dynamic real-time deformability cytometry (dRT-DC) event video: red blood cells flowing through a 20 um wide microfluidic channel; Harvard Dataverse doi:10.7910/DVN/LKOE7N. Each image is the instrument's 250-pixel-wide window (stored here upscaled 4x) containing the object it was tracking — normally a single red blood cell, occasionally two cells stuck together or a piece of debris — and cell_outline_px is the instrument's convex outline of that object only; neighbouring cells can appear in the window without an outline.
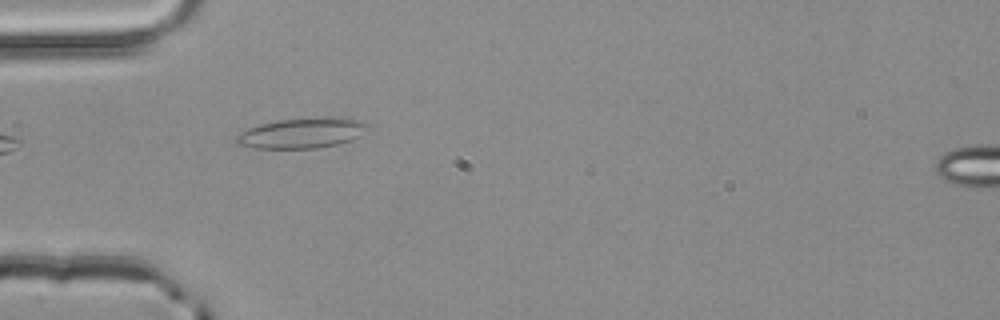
{"species": "common noctule bat (a hibernating species)", "species_latin": "Nyctalus noctula", "temperature_condition": "room temperature", "stored_images_in_passage": 3, "segment_of_instrument_passage": [1, 2], "camera_frame_rate_fps": 3000, "um_per_image_px": 0.085, "animal": {"sex": "male", "body_mass_g": 20.4}, "frame": {"image": 1, "passage_image": 2, "time_ms": 0.333, "image_size_px": [1000, 320], "cell_outline_px": [[372, 128], [360, 136], [352, 140], [336, 144], [316, 148], [256, 148], [236, 144], [236, 136], [240, 132], [248, 128], [260, 124], [280, 120], [328, 116], [344, 116], [364, 120], [372, 124]], "centroid_in_image_um": [25.8, 11.28], "position_along_channel_um": 59.2, "area_um2": 23.81}}